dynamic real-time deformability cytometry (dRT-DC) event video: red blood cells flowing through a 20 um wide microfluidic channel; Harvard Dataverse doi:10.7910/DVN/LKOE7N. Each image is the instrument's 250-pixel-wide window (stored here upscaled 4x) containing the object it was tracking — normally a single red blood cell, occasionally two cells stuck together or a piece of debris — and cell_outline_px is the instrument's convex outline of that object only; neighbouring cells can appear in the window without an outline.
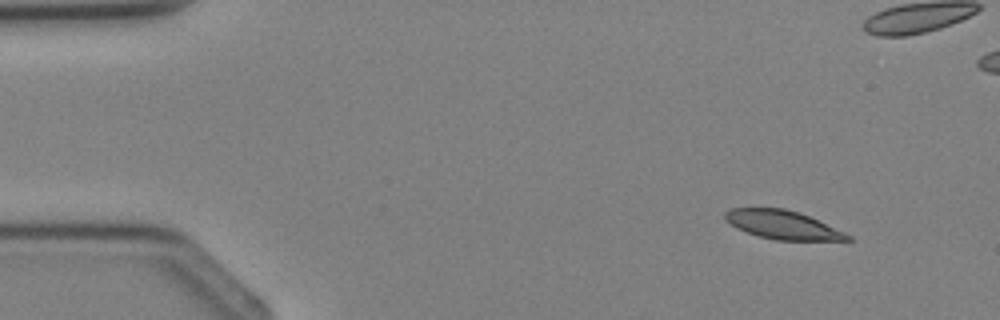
{"species": "Egyptian fruit bat (a non-hibernating species)", "species_latin": "Rousettus aegyptiacus", "temperature_condition": "cold", "stored_images_in_passage": 2, "camera_frame_rate_fps": 3000, "um_per_image_px": 0.085, "animal": {"sex": "female"}, "frame": {"image": 1, "passage_image": 2, "time_ms": 1.333, "image_size_px": [1000, 320], "cell_outline_px": [[852, 240], [776, 240], [760, 236], [736, 228], [724, 220], [724, 212], [732, 208], [784, 208], [800, 212], [844, 232], [852, 236]], "centroid_in_image_um": [66.5, 19.1], "position_along_channel_um": 18.5, "area_um2": 20.29}}